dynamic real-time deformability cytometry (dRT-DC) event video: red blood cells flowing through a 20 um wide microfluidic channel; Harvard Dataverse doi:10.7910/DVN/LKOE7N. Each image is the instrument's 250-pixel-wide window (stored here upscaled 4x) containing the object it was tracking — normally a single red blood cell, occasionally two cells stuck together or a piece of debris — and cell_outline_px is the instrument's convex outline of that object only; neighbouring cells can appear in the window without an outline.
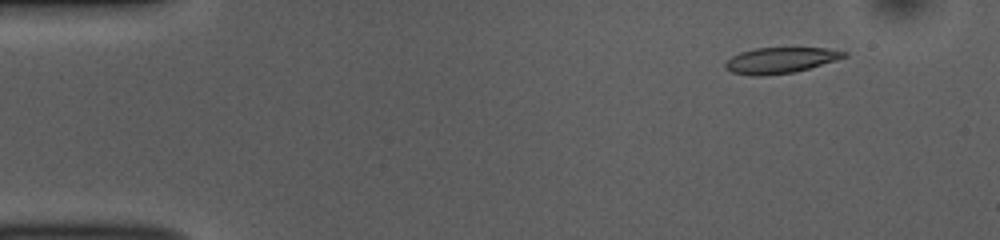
{"species": "common noctule bat (a hibernating species)", "species_latin": "Nyctalus noctula", "temperature_condition": "room temperature", "stored_images_in_passage": 52, "camera_frame_rate_fps": 3000, "um_per_image_px": 0.085, "animal": {"sex": "female", "body_mass_g": 10.0, "forearm_length_mm": 53.1}, "frame": {"image": 1, "passage_image": 6, "time_ms": 1.667, "image_size_px": [1000, 240], "cell_outline_px": [[848, 56], [836, 60], [796, 72], [760, 76], [752, 76], [732, 72], [724, 68], [724, 64], [732, 56], [740, 52], [756, 48], [824, 48], [848, 52]], "centroid_in_image_um": [66.32, 5.13], "position_along_channel_um": 18.7, "area_um2": 17.86}}
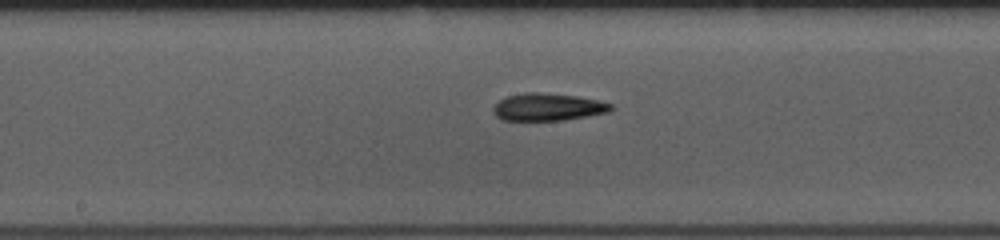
{"frame": {"image": 2, "passage_image": 27, "time_ms": 8.667, "image_size_px": [1000, 240], "cell_outline_px": [[616, 108], [608, 112], [588, 116], [564, 120], [504, 120], [496, 116], [492, 112], [492, 108], [500, 100], [508, 96], [524, 92], [540, 92], [576, 96], [596, 100], [612, 104]], "centroid_in_image_um": [46.57, 9.1], "position_along_channel_um": 201.6, "area_um2": 18.79}}
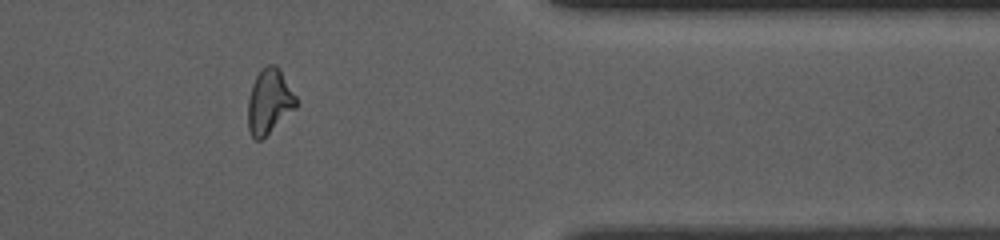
{"frame": {"image": 3, "passage_image": 43, "time_ms": 14.0, "image_size_px": [1000, 240], "cell_outline_px": [[296, 108], [260, 140], [256, 140], [252, 136], [248, 128], [248, 100], [252, 84], [256, 76], [268, 64], [276, 64], [280, 68], [296, 96]], "centroid_in_image_um": [22.89, 8.6], "position_along_channel_um": 388.5, "area_um2": 17.98}, "authors_computed_cell_mechanics": {"area_um2": 18.4382, "velocity_mm_per_s": 3.8564, "shape_relaxation_time_tau1_ms": 4.8531, "shape_relaxation_time_tau2_ms": 5.4414, "deformation_change_tau1": 0.1444, "deformation_change_tau2": 0.1612}}